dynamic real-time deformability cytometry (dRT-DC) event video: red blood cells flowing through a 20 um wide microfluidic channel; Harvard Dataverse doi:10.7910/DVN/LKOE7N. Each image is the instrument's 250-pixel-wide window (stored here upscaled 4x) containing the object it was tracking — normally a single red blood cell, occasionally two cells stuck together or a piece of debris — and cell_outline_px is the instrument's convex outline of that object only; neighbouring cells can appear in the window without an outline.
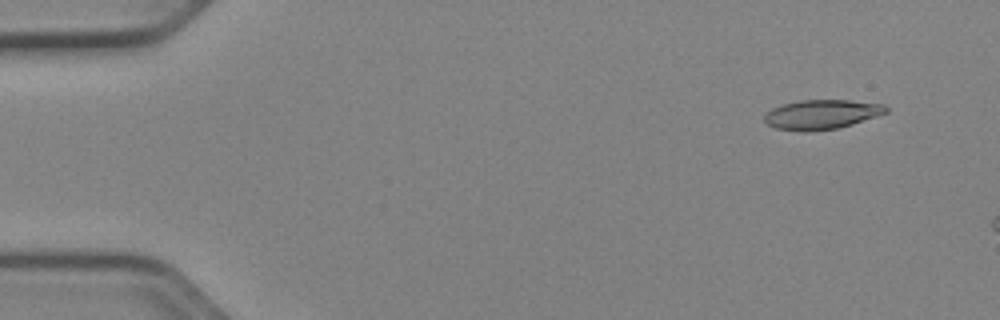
{"species": "Egyptian fruit bat (a non-hibernating species)", "species_latin": "Rousettus aegyptiacus", "temperature_condition": "cold", "stored_images_in_passage": 10, "camera_frame_rate_fps": 3000, "um_per_image_px": 0.085, "animal": {"sex": "female"}, "frame": {"image": 1, "passage_image": 4, "time_ms": 1.0, "image_size_px": [1000, 320], "cell_outline_px": [[888, 112], [852, 124], [836, 128], [808, 132], [804, 132], [776, 128], [768, 124], [764, 120], [764, 116], [772, 108], [780, 104], [800, 100], [848, 100], [884, 104], [888, 108]], "centroid_in_image_um": [69.82, 9.72], "position_along_channel_um": 15.2, "area_um2": 20.87}}